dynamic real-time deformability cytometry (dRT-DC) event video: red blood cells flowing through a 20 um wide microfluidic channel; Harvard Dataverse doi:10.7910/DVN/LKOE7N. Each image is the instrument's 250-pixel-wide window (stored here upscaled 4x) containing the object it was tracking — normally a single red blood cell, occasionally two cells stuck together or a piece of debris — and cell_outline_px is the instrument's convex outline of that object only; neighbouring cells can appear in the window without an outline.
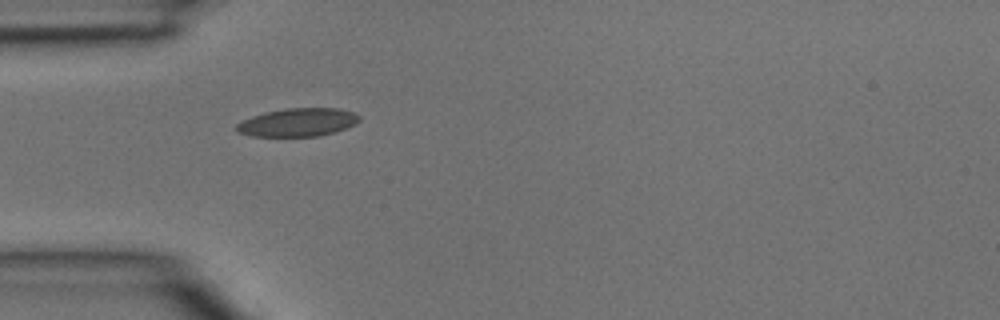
{"species": "common noctule bat (a hibernating species)", "species_latin": "Nyctalus noctula", "temperature_condition": "room temperature", "stored_images_in_passage": 4, "camera_frame_rate_fps": 3000, "um_per_image_px": 0.085, "animal": {"sex": "male", "body_mass_g": 15.6}, "frame": {"image": 1, "passage_image": 4, "time_ms": 1.0, "image_size_px": [1000, 320], "cell_outline_px": [[360, 120], [356, 124], [320, 136], [252, 136], [236, 132], [236, 124], [252, 116], [264, 112], [288, 108], [340, 108], [352, 112], [360, 116]], "centroid_in_image_um": [25.31, 10.39], "position_along_channel_um": 59.7, "area_um2": 20.11}}